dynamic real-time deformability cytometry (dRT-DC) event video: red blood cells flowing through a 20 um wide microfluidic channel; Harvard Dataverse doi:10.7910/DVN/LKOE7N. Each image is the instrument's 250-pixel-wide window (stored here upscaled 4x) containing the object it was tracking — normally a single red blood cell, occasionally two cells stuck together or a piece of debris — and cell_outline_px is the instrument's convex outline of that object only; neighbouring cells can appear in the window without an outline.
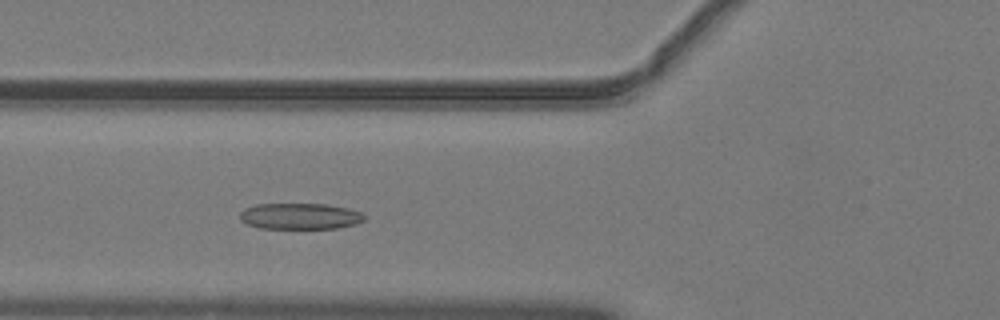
{"species": "common noctule bat (a hibernating species)", "species_latin": "Nyctalus noctula", "temperature_condition": "warm", "stored_images_in_passage": 43, "camera_frame_rate_fps": 3000, "um_per_image_px": 0.085, "animal": {"sex": "male", "body_mass_g": 19.2, "forearm_length_mm": 51.8}, "frame": {"image": 1, "passage_image": 12, "time_ms": 3.667, "image_size_px": [1000, 320], "cell_outline_px": [[368, 216], [364, 220], [356, 224], [336, 228], [260, 228], [248, 224], [240, 220], [240, 212], [244, 208], [256, 204], [328, 204], [348, 208], [360, 212]], "centroid_in_image_um": [25.52, 18.37], "position_along_channel_um": 100.3, "area_um2": 19.02}}
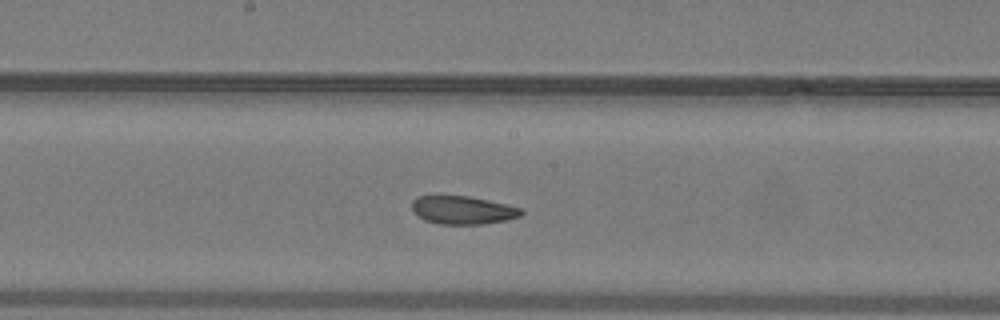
{"frame": {"image": 2, "passage_image": 20, "time_ms": 6.333, "image_size_px": [1000, 320], "cell_outline_px": [[524, 212], [520, 216], [504, 220], [480, 224], [440, 224], [424, 220], [416, 216], [412, 212], [412, 200], [416, 196], [468, 196], [488, 200], [520, 208]], "centroid_in_image_um": [39.26, 17.86], "position_along_channel_um": 208.9, "area_um2": 17.86}}
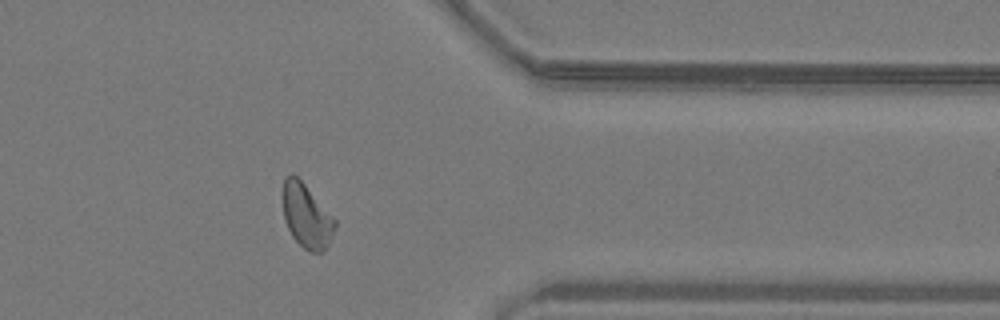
{"frame": {"image": 3, "passage_image": 34, "time_ms": 11.0, "image_size_px": [1000, 320], "cell_outline_px": [[336, 224], [332, 236], [328, 244], [320, 252], [308, 252], [292, 236], [284, 220], [284, 176], [288, 172], [292, 172], [304, 184], [336, 220]], "centroid_in_image_um": [26.05, 18.35], "position_along_channel_um": 385.4, "area_um2": 19.02}, "authors_computed_cell_mechanics": {"area_um2": 19.3052, "velocity_mm_per_s": 4.0562, "shape_relaxation_time_tau1_ms": 7.02, "shape_relaxation_time_tau2_ms": 1.335, "deformation_change_tau1": 0.1786, "deformation_change_tau2": 0.0773}}